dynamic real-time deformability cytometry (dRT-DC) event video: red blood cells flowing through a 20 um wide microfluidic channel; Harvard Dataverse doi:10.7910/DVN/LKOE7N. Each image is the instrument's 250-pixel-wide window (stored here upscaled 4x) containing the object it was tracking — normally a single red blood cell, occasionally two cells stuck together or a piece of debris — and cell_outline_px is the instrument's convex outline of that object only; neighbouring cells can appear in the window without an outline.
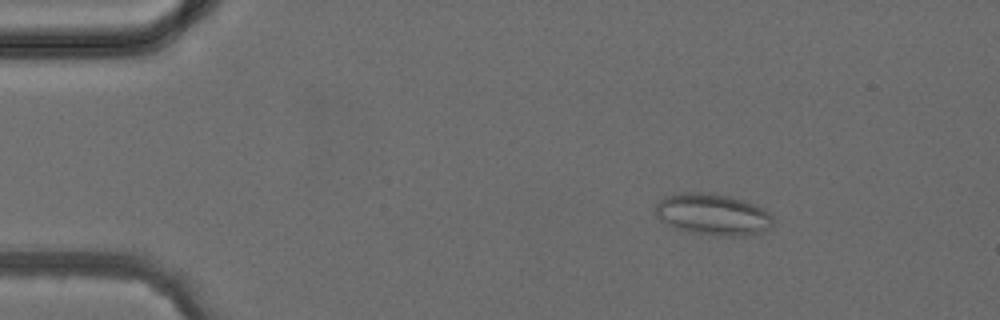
{"species": "common noctule bat (a hibernating species)", "species_latin": "Nyctalus noctula", "temperature_condition": "cold", "stored_images_in_passage": 4, "camera_frame_rate_fps": 3000, "um_per_image_px": 0.085, "animal": {"sex": "female", "body_mass_g": 24.6, "forearm_length_mm": 56.2}, "frame": {"image": 1, "passage_image": 2, "time_ms": 2.0, "image_size_px": [1000, 320], "cell_outline_px": [[772, 224], [768, 228], [760, 232], [744, 236], [720, 236], [692, 232], [676, 228], [660, 220], [656, 216], [656, 204], [664, 196], [680, 192], [700, 192], [732, 196], [756, 204], [764, 208], [772, 216]], "centroid_in_image_um": [60.59, 18.21], "position_along_channel_um": 24.4, "area_um2": 28.5}}